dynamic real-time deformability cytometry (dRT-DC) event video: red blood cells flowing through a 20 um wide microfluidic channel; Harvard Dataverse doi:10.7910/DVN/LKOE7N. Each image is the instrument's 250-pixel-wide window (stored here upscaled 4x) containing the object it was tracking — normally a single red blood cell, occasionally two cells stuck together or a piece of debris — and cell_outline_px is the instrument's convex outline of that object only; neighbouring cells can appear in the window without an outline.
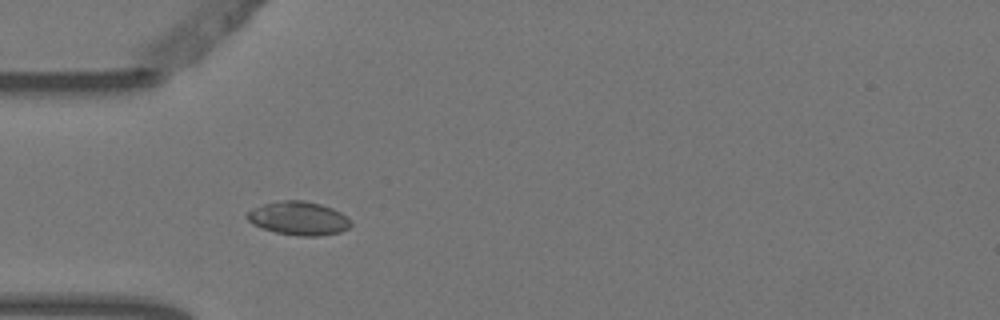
{"species": "Egyptian fruit bat (a non-hibernating species)", "species_latin": "Rousettus aegyptiacus", "temperature_condition": "warm", "stored_images_in_passage": 4, "camera_frame_rate_fps": 3000, "um_per_image_px": 0.085, "animal": {"sex": "female"}, "frame": {"image": 1, "passage_image": 4, "time_ms": 1.0, "image_size_px": [1000, 320], "cell_outline_px": [[352, 224], [348, 228], [340, 232], [316, 236], [296, 236], [276, 232], [252, 224], [244, 216], [248, 212], [264, 204], [284, 200], [304, 200], [320, 204], [332, 208], [348, 216], [352, 220]], "centroid_in_image_um": [25.42, 18.56], "position_along_channel_um": 59.6, "area_um2": 20.23}}